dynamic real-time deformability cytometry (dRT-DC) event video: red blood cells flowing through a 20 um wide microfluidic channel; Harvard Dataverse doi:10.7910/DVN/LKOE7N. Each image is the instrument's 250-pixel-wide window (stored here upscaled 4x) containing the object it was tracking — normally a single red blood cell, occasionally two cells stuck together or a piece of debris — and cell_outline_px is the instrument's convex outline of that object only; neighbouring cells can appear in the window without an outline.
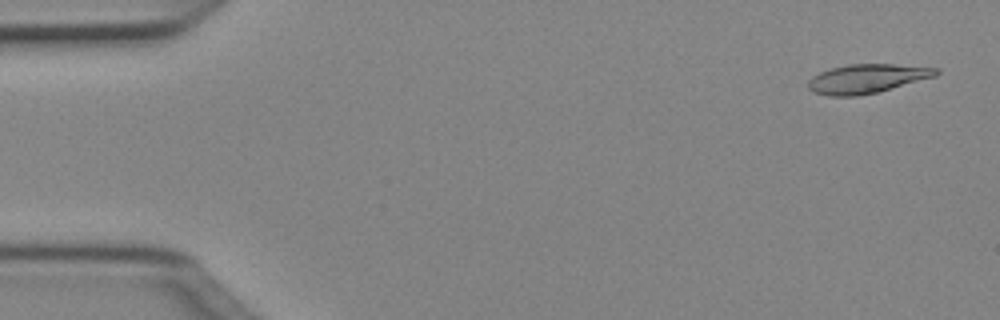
{"species": "Egyptian fruit bat (a non-hibernating species)", "species_latin": "Rousettus aegyptiacus", "temperature_condition": "cold", "stored_images_in_passage": 49, "camera_frame_rate_fps": 3000, "um_per_image_px": 0.085, "animal": {"sex": "female"}, "frame": {"image": 1, "passage_image": 2, "time_ms": 0.333, "image_size_px": [1000, 320], "cell_outline_px": [[940, 72], [936, 76], [876, 92], [860, 96], [828, 96], [812, 92], [808, 88], [808, 80], [812, 76], [828, 68], [848, 64], [892, 64], [940, 68]], "centroid_in_image_um": [73.65, 6.68], "position_along_channel_um": 11.3, "area_um2": 21.73}}
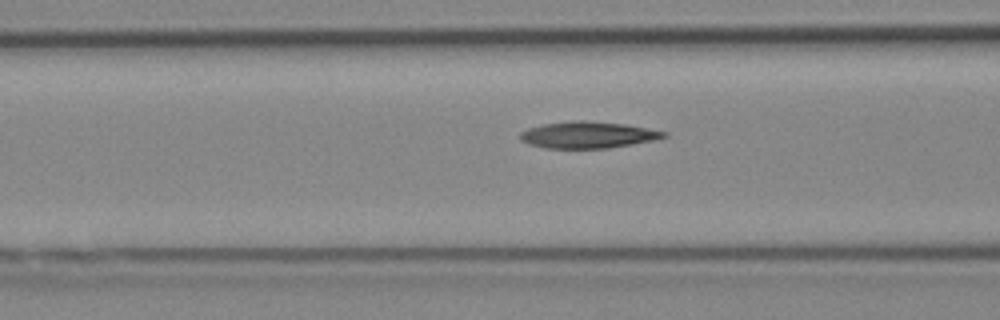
{"frame": {"image": 2, "passage_image": 19, "time_ms": 6.0, "image_size_px": [1000, 320], "cell_outline_px": [[668, 136], [652, 140], [632, 144], [608, 148], [544, 148], [528, 144], [520, 140], [520, 132], [528, 128], [544, 124], [572, 120], [584, 120], [624, 124], [668, 132]], "centroid_in_image_um": [49.94, 11.46], "position_along_channel_um": 116.7, "area_um2": 22.2}}
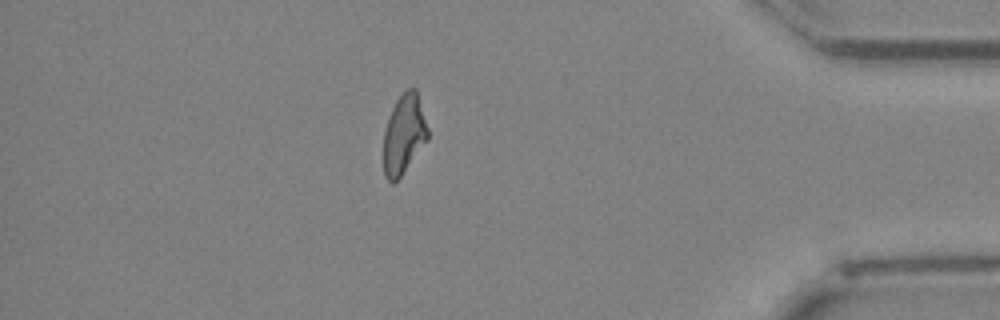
{"frame": {"image": 3, "passage_image": 43, "time_ms": 14.0, "image_size_px": [1000, 320], "cell_outline_px": [[428, 140], [400, 176], [392, 184], [384, 176], [384, 132], [388, 116], [396, 100], [408, 88], [416, 88], [428, 128]], "centroid_in_image_um": [34.33, 11.41], "position_along_channel_um": 400.9, "area_um2": 20.35}, "authors_computed_cell_mechanics": {"area_um2": 21.675, "velocity_mm_per_s": 4.0383, "shape_relaxation_time_tau1_ms": 9.3519, "shape_relaxation_time_tau2_ms": 5.2694, "deformation_change_tau1": 0.2522, "deformation_change_tau2": 0.1563}}